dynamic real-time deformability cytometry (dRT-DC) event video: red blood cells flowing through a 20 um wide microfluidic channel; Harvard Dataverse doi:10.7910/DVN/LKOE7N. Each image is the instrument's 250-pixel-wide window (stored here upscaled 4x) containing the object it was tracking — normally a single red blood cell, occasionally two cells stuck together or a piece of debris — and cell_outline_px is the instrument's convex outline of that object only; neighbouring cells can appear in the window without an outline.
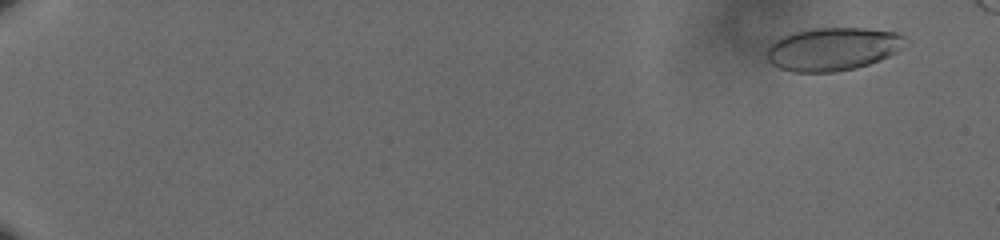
{"species": "human", "species_latin": "Homo sapiens", "temperature_condition": "cold", "stored_images_in_passage": 62, "camera_frame_rate_fps": 3000, "um_per_image_px": 0.085, "donor": {"sex": "male"}, "frame": {"image": 1, "passage_image": 5, "time_ms": 1.333, "image_size_px": [1000, 240], "cell_outline_px": [[908, 40], [896, 52], [880, 60], [856, 68], [832, 72], [792, 72], [780, 68], [772, 64], [768, 60], [768, 48], [772, 40], [792, 32], [816, 28], [864, 28], [896, 32], [904, 36]], "centroid_in_image_um": [70.77, 4.16], "position_along_channel_um": 14.2, "area_um2": 34.8}}
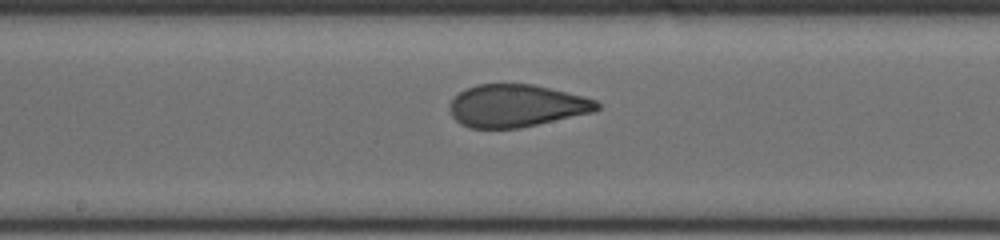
{"frame": {"image": 2, "passage_image": 37, "time_ms": 12.0, "image_size_px": [1000, 240], "cell_outline_px": [[600, 108], [592, 112], [520, 128], [472, 128], [460, 124], [452, 116], [448, 104], [460, 92], [476, 84], [532, 84], [584, 96], [596, 100], [600, 104]], "centroid_in_image_um": [43.89, 8.99], "position_along_channel_um": 204.3, "area_um2": 36.3}}
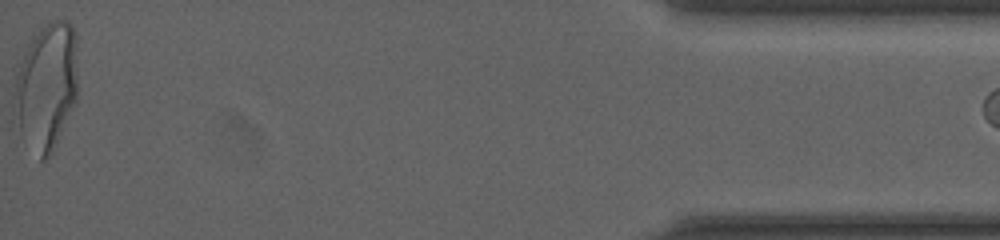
{"frame": {"image": 3, "passage_image": 62, "time_ms": 20.333, "image_size_px": [1000, 240], "cell_outline_px": [[76, 104], [52, 152], [44, 160], [40, 160], [20, 132], [12, 116], [16, 76], [20, 64], [28, 44], [32, 36], [44, 24], [52, 20], [68, 20], [72, 24], [76, 32]], "centroid_in_image_um": [3.95, 7.34], "position_along_channel_um": 431.3, "area_um2": 47.4}, "authors_computed_cell_mechanics": {"area_um2": 36.7897, "velocity_mm_per_s": 3.602, "shape_relaxation_time_tau1_ms": 7.4044, "shape_relaxation_time_tau2_ms": 0.7368, "deformation_change_tau1": 0.2191, "deformation_change_tau2": 0.0654}}